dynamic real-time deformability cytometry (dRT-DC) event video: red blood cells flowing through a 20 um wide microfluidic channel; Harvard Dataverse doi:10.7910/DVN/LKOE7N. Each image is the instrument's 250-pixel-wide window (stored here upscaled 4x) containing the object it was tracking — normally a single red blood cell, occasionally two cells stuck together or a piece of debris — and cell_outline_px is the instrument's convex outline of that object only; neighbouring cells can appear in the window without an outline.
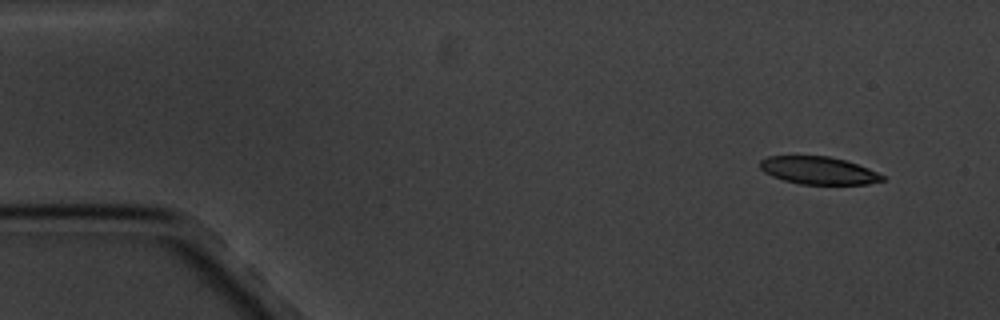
{"species": "common noctule bat (a hibernating species)", "species_latin": "Nyctalus noctula", "temperature_condition": "cold", "stored_images_in_passage": 9, "camera_frame_rate_fps": 3000, "um_per_image_px": 0.085, "animal": {"sex": "male", "body_mass_g": 20.1, "forearm_length_mm": 53.5}, "frame": {"image": 1, "passage_image": 1, "time_ms": 0.0, "image_size_px": [1000, 320], "cell_outline_px": [[884, 180], [868, 184], [800, 184], [784, 180], [772, 176], [764, 172], [760, 168], [760, 160], [768, 156], [828, 156], [844, 160], [868, 168], [884, 176]], "centroid_in_image_um": [69.55, 14.49], "position_along_channel_um": 15.5, "area_um2": 19.54}}
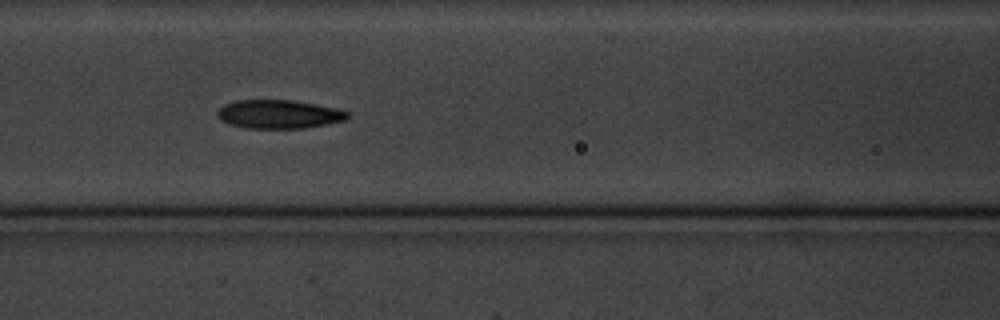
{"frame": {"image": 2, "passage_image": 7, "time_ms": 6.667, "image_size_px": [1000, 320], "cell_outline_px": [[348, 116], [344, 120], [328, 124], [304, 128], [244, 128], [228, 124], [220, 120], [216, 116], [216, 112], [224, 104], [236, 100], [292, 100], [336, 108], [348, 112]], "centroid_in_image_um": [23.64, 9.71], "position_along_channel_um": 143.0, "area_um2": 21.73}}
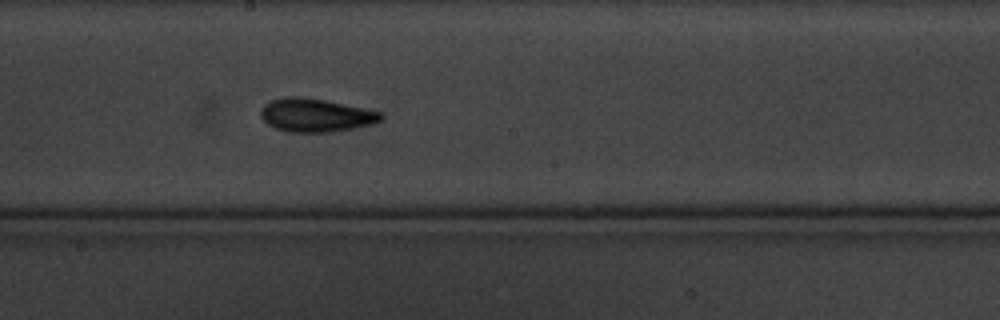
{"frame": {"image": 3, "passage_image": 9, "time_ms": 9.0, "image_size_px": [1000, 320], "cell_outline_px": [[384, 116], [380, 120], [372, 124], [332, 132], [288, 132], [276, 128], [268, 124], [260, 116], [260, 112], [264, 104], [272, 100], [288, 96], [300, 96], [324, 100], [364, 108], [380, 112]], "centroid_in_image_um": [26.81, 9.79], "position_along_channel_um": 221.4, "area_um2": 23.18}}